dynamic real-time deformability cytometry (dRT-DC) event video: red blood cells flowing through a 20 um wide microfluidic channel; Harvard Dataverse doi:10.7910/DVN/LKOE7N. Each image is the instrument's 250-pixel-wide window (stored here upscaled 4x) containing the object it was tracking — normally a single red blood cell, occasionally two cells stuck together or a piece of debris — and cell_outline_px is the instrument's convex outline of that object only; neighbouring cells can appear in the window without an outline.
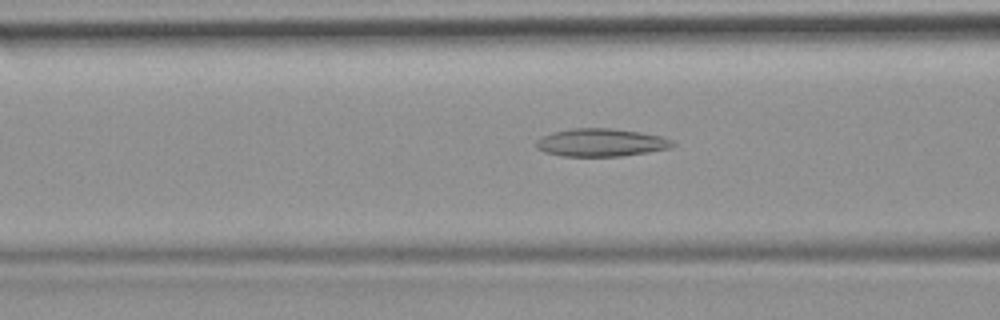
{"species": "common noctule bat (a hibernating species)", "species_latin": "Nyctalus noctula", "temperature_condition": "room temperature", "stored_images_in_passage": 34, "camera_frame_rate_fps": 3000, "um_per_image_px": 0.085, "animal": {"sex": "female", "body_mass_g": 19.9}, "frame": {"image": 1, "passage_image": 6, "time_ms": 1.667, "image_size_px": [1000, 320], "cell_outline_px": [[676, 144], [672, 148], [648, 152], [620, 156], [564, 156], [544, 152], [536, 148], [536, 140], [552, 132], [572, 128], [608, 128], [640, 132], [664, 136], [672, 140]], "centroid_in_image_um": [51.12, 12.11], "position_along_channel_um": 115.5, "area_um2": 22.25}}
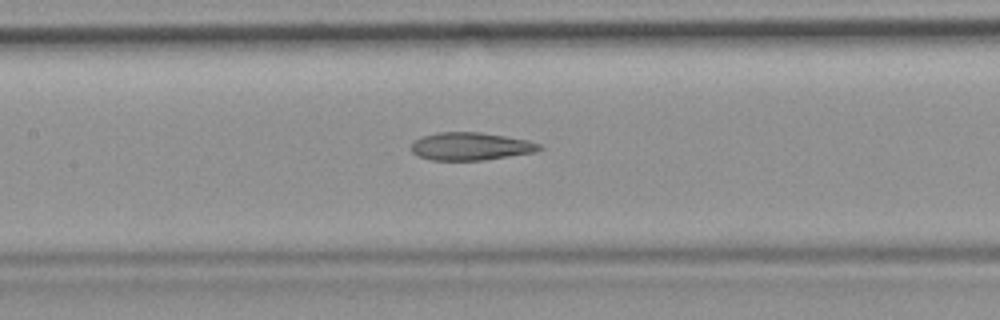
{"frame": {"image": 2, "passage_image": 10, "time_ms": 3.0, "image_size_px": [1000, 320], "cell_outline_px": [[544, 148], [536, 152], [484, 160], [432, 160], [420, 156], [412, 152], [408, 148], [412, 140], [436, 132], [480, 132], [528, 140], [540, 144]], "centroid_in_image_um": [39.98, 12.43], "position_along_channel_um": 167.4, "area_um2": 20.92}}